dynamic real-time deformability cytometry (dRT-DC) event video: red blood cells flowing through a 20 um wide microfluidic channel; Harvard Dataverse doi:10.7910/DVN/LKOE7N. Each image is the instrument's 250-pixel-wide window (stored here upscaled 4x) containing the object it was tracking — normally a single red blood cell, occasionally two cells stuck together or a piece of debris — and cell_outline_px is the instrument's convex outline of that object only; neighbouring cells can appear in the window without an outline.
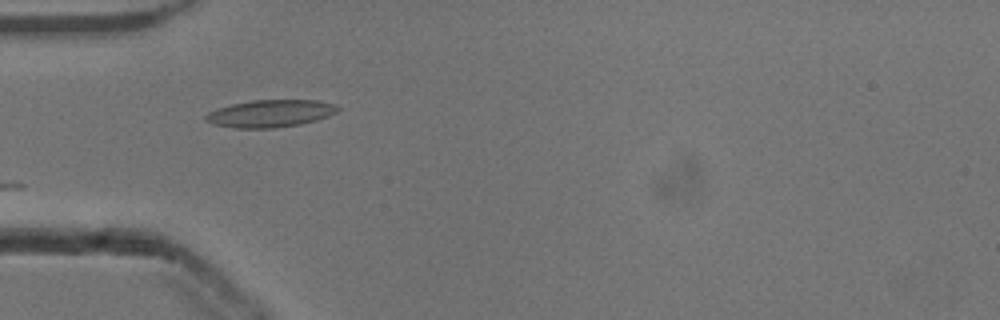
{"species": "common noctule bat (a hibernating species)", "species_latin": "Nyctalus noctula", "temperature_condition": "cold", "stored_images_in_passage": 3, "camera_frame_rate_fps": 3000, "um_per_image_px": 0.085, "animal": {"sex": "male", "body_mass_g": 13.3}, "frame": {"image": 1, "passage_image": 1, "time_ms": 0.0, "image_size_px": [1000, 320], "cell_outline_px": [[340, 108], [336, 112], [328, 116], [316, 120], [300, 124], [272, 128], [232, 128], [212, 124], [204, 120], [204, 116], [208, 112], [216, 108], [232, 104], [252, 100], [316, 100], [336, 104]], "centroid_in_image_um": [22.94, 9.64], "position_along_channel_um": 62.1, "area_um2": 21.15}}